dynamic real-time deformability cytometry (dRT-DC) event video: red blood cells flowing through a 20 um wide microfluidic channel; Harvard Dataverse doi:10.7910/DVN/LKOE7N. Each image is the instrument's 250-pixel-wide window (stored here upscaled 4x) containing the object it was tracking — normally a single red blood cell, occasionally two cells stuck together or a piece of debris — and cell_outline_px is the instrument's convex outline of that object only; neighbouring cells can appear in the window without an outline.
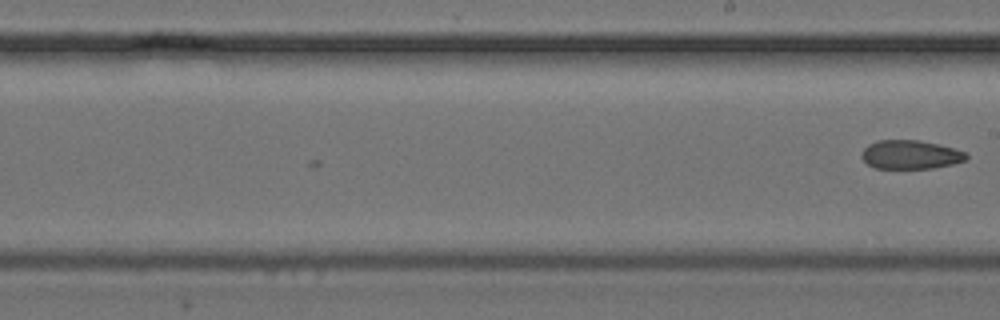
{"species": "common noctule bat (a hibernating species)", "species_latin": "Nyctalus noctula", "temperature_condition": "cold", "stored_images_in_passage": 13, "camera_frame_rate_fps": 3000, "um_per_image_px": 0.085, "animal": {"sex": "female", "body_mass_g": 24.6, "forearm_length_mm": 56.2}, "frame": {"image": 1, "passage_image": 13, "time_ms": 4.0, "image_size_px": [1000, 320], "cell_outline_px": [[968, 156], [964, 160], [952, 164], [932, 168], [876, 168], [868, 164], [860, 156], [860, 152], [868, 144], [876, 140], [920, 140], [968, 152]], "centroid_in_image_um": [77.35, 13.13], "position_along_channel_um": 211.6, "area_um2": 17.51}}